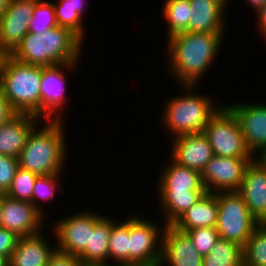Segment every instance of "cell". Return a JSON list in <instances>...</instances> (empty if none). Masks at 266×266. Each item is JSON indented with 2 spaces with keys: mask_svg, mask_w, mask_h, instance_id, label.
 I'll return each instance as SVG.
<instances>
[{
  "mask_svg": "<svg viewBox=\"0 0 266 266\" xmlns=\"http://www.w3.org/2000/svg\"><path fill=\"white\" fill-rule=\"evenodd\" d=\"M222 33L181 32L168 39L171 70L191 91L212 64L222 41ZM171 54V55H170Z\"/></svg>",
  "mask_w": 266,
  "mask_h": 266,
  "instance_id": "cell-1",
  "label": "cell"
},
{
  "mask_svg": "<svg viewBox=\"0 0 266 266\" xmlns=\"http://www.w3.org/2000/svg\"><path fill=\"white\" fill-rule=\"evenodd\" d=\"M81 44L82 40L71 30L57 26L44 33L28 32L10 56L40 67L77 62Z\"/></svg>",
  "mask_w": 266,
  "mask_h": 266,
  "instance_id": "cell-2",
  "label": "cell"
},
{
  "mask_svg": "<svg viewBox=\"0 0 266 266\" xmlns=\"http://www.w3.org/2000/svg\"><path fill=\"white\" fill-rule=\"evenodd\" d=\"M61 120H50L46 127L35 128L18 156L19 167L36 175L60 173L66 154Z\"/></svg>",
  "mask_w": 266,
  "mask_h": 266,
  "instance_id": "cell-3",
  "label": "cell"
},
{
  "mask_svg": "<svg viewBox=\"0 0 266 266\" xmlns=\"http://www.w3.org/2000/svg\"><path fill=\"white\" fill-rule=\"evenodd\" d=\"M42 67L25 64L6 55L0 75V85L15 113L40 118V85Z\"/></svg>",
  "mask_w": 266,
  "mask_h": 266,
  "instance_id": "cell-4",
  "label": "cell"
},
{
  "mask_svg": "<svg viewBox=\"0 0 266 266\" xmlns=\"http://www.w3.org/2000/svg\"><path fill=\"white\" fill-rule=\"evenodd\" d=\"M211 100L195 94L171 98L166 103L164 124L174 137L203 133L210 118L219 110ZM216 108V109H215Z\"/></svg>",
  "mask_w": 266,
  "mask_h": 266,
  "instance_id": "cell-5",
  "label": "cell"
},
{
  "mask_svg": "<svg viewBox=\"0 0 266 266\" xmlns=\"http://www.w3.org/2000/svg\"><path fill=\"white\" fill-rule=\"evenodd\" d=\"M222 193L217 192L216 230L220 238L244 247L259 224L251 216L243 197L237 191Z\"/></svg>",
  "mask_w": 266,
  "mask_h": 266,
  "instance_id": "cell-6",
  "label": "cell"
},
{
  "mask_svg": "<svg viewBox=\"0 0 266 266\" xmlns=\"http://www.w3.org/2000/svg\"><path fill=\"white\" fill-rule=\"evenodd\" d=\"M203 133L215 156L252 158L238 120L227 105L219 106V110L210 118Z\"/></svg>",
  "mask_w": 266,
  "mask_h": 266,
  "instance_id": "cell-7",
  "label": "cell"
},
{
  "mask_svg": "<svg viewBox=\"0 0 266 266\" xmlns=\"http://www.w3.org/2000/svg\"><path fill=\"white\" fill-rule=\"evenodd\" d=\"M254 158L213 156L201 172L208 193L238 191L248 164ZM212 185V186H211ZM215 187V189H212Z\"/></svg>",
  "mask_w": 266,
  "mask_h": 266,
  "instance_id": "cell-8",
  "label": "cell"
},
{
  "mask_svg": "<svg viewBox=\"0 0 266 266\" xmlns=\"http://www.w3.org/2000/svg\"><path fill=\"white\" fill-rule=\"evenodd\" d=\"M157 226L141 217L129 218V266H159L161 246L156 247Z\"/></svg>",
  "mask_w": 266,
  "mask_h": 266,
  "instance_id": "cell-9",
  "label": "cell"
},
{
  "mask_svg": "<svg viewBox=\"0 0 266 266\" xmlns=\"http://www.w3.org/2000/svg\"><path fill=\"white\" fill-rule=\"evenodd\" d=\"M38 0H12L0 17V49L10 55L29 31Z\"/></svg>",
  "mask_w": 266,
  "mask_h": 266,
  "instance_id": "cell-10",
  "label": "cell"
},
{
  "mask_svg": "<svg viewBox=\"0 0 266 266\" xmlns=\"http://www.w3.org/2000/svg\"><path fill=\"white\" fill-rule=\"evenodd\" d=\"M237 192L258 224H266V161L262 157L248 164Z\"/></svg>",
  "mask_w": 266,
  "mask_h": 266,
  "instance_id": "cell-11",
  "label": "cell"
},
{
  "mask_svg": "<svg viewBox=\"0 0 266 266\" xmlns=\"http://www.w3.org/2000/svg\"><path fill=\"white\" fill-rule=\"evenodd\" d=\"M42 216L31 202L16 200L3 193L1 228L13 231L19 237L32 236L41 232L38 228L42 225Z\"/></svg>",
  "mask_w": 266,
  "mask_h": 266,
  "instance_id": "cell-12",
  "label": "cell"
},
{
  "mask_svg": "<svg viewBox=\"0 0 266 266\" xmlns=\"http://www.w3.org/2000/svg\"><path fill=\"white\" fill-rule=\"evenodd\" d=\"M58 223L54 227L60 244L56 249L78 256L89 245L90 232L95 227V213L82 212Z\"/></svg>",
  "mask_w": 266,
  "mask_h": 266,
  "instance_id": "cell-13",
  "label": "cell"
},
{
  "mask_svg": "<svg viewBox=\"0 0 266 266\" xmlns=\"http://www.w3.org/2000/svg\"><path fill=\"white\" fill-rule=\"evenodd\" d=\"M227 107L238 120L248 150L251 154L258 150L262 153L259 157H263L266 154V105L238 104Z\"/></svg>",
  "mask_w": 266,
  "mask_h": 266,
  "instance_id": "cell-14",
  "label": "cell"
},
{
  "mask_svg": "<svg viewBox=\"0 0 266 266\" xmlns=\"http://www.w3.org/2000/svg\"><path fill=\"white\" fill-rule=\"evenodd\" d=\"M161 238L163 242H160L162 246L159 266L165 261L171 266H203V256L195 249L187 233L172 225H165Z\"/></svg>",
  "mask_w": 266,
  "mask_h": 266,
  "instance_id": "cell-15",
  "label": "cell"
},
{
  "mask_svg": "<svg viewBox=\"0 0 266 266\" xmlns=\"http://www.w3.org/2000/svg\"><path fill=\"white\" fill-rule=\"evenodd\" d=\"M77 62L56 64L42 67L41 85H40V116L50 118V120H62L57 112L65 103V75L61 71L63 68L73 67ZM64 65V66H63ZM57 114H54L56 113ZM59 114V115H58Z\"/></svg>",
  "mask_w": 266,
  "mask_h": 266,
  "instance_id": "cell-16",
  "label": "cell"
},
{
  "mask_svg": "<svg viewBox=\"0 0 266 266\" xmlns=\"http://www.w3.org/2000/svg\"><path fill=\"white\" fill-rule=\"evenodd\" d=\"M172 150V159L176 163L200 173L214 156L212 147L204 133L176 137Z\"/></svg>",
  "mask_w": 266,
  "mask_h": 266,
  "instance_id": "cell-17",
  "label": "cell"
},
{
  "mask_svg": "<svg viewBox=\"0 0 266 266\" xmlns=\"http://www.w3.org/2000/svg\"><path fill=\"white\" fill-rule=\"evenodd\" d=\"M39 118L16 113L0 126V154L18 158ZM35 125V126H34Z\"/></svg>",
  "mask_w": 266,
  "mask_h": 266,
  "instance_id": "cell-18",
  "label": "cell"
},
{
  "mask_svg": "<svg viewBox=\"0 0 266 266\" xmlns=\"http://www.w3.org/2000/svg\"><path fill=\"white\" fill-rule=\"evenodd\" d=\"M112 230V221L107 217L95 214V227L90 232L89 245L77 256L83 266H110L109 242Z\"/></svg>",
  "mask_w": 266,
  "mask_h": 266,
  "instance_id": "cell-19",
  "label": "cell"
},
{
  "mask_svg": "<svg viewBox=\"0 0 266 266\" xmlns=\"http://www.w3.org/2000/svg\"><path fill=\"white\" fill-rule=\"evenodd\" d=\"M191 19L188 31L200 33H224V6L216 0H189ZM223 19V20H222Z\"/></svg>",
  "mask_w": 266,
  "mask_h": 266,
  "instance_id": "cell-20",
  "label": "cell"
},
{
  "mask_svg": "<svg viewBox=\"0 0 266 266\" xmlns=\"http://www.w3.org/2000/svg\"><path fill=\"white\" fill-rule=\"evenodd\" d=\"M217 218V193L206 192L202 198L180 216L172 226L186 233L188 230L195 228L216 227Z\"/></svg>",
  "mask_w": 266,
  "mask_h": 266,
  "instance_id": "cell-21",
  "label": "cell"
},
{
  "mask_svg": "<svg viewBox=\"0 0 266 266\" xmlns=\"http://www.w3.org/2000/svg\"><path fill=\"white\" fill-rule=\"evenodd\" d=\"M44 239L41 233L19 237L9 266H46L56 248L49 247Z\"/></svg>",
  "mask_w": 266,
  "mask_h": 266,
  "instance_id": "cell-22",
  "label": "cell"
},
{
  "mask_svg": "<svg viewBox=\"0 0 266 266\" xmlns=\"http://www.w3.org/2000/svg\"><path fill=\"white\" fill-rule=\"evenodd\" d=\"M172 162L161 175L159 192L206 191L199 171Z\"/></svg>",
  "mask_w": 266,
  "mask_h": 266,
  "instance_id": "cell-23",
  "label": "cell"
},
{
  "mask_svg": "<svg viewBox=\"0 0 266 266\" xmlns=\"http://www.w3.org/2000/svg\"><path fill=\"white\" fill-rule=\"evenodd\" d=\"M207 191L160 192L162 210L166 213L165 225H172L189 208L196 204Z\"/></svg>",
  "mask_w": 266,
  "mask_h": 266,
  "instance_id": "cell-24",
  "label": "cell"
},
{
  "mask_svg": "<svg viewBox=\"0 0 266 266\" xmlns=\"http://www.w3.org/2000/svg\"><path fill=\"white\" fill-rule=\"evenodd\" d=\"M203 266H244L243 247L219 238L208 255L203 257Z\"/></svg>",
  "mask_w": 266,
  "mask_h": 266,
  "instance_id": "cell-25",
  "label": "cell"
},
{
  "mask_svg": "<svg viewBox=\"0 0 266 266\" xmlns=\"http://www.w3.org/2000/svg\"><path fill=\"white\" fill-rule=\"evenodd\" d=\"M58 5L54 4L55 16L58 26L71 30L83 41L84 26H82V0H60ZM85 3V2H84Z\"/></svg>",
  "mask_w": 266,
  "mask_h": 266,
  "instance_id": "cell-26",
  "label": "cell"
},
{
  "mask_svg": "<svg viewBox=\"0 0 266 266\" xmlns=\"http://www.w3.org/2000/svg\"><path fill=\"white\" fill-rule=\"evenodd\" d=\"M164 4V18L169 25L168 38L177 33L187 32L192 13L189 0H165Z\"/></svg>",
  "mask_w": 266,
  "mask_h": 266,
  "instance_id": "cell-27",
  "label": "cell"
},
{
  "mask_svg": "<svg viewBox=\"0 0 266 266\" xmlns=\"http://www.w3.org/2000/svg\"><path fill=\"white\" fill-rule=\"evenodd\" d=\"M129 239V218L121 223L112 222L109 258L119 262L117 266H129Z\"/></svg>",
  "mask_w": 266,
  "mask_h": 266,
  "instance_id": "cell-28",
  "label": "cell"
},
{
  "mask_svg": "<svg viewBox=\"0 0 266 266\" xmlns=\"http://www.w3.org/2000/svg\"><path fill=\"white\" fill-rule=\"evenodd\" d=\"M244 266H266V224H259L243 247Z\"/></svg>",
  "mask_w": 266,
  "mask_h": 266,
  "instance_id": "cell-29",
  "label": "cell"
},
{
  "mask_svg": "<svg viewBox=\"0 0 266 266\" xmlns=\"http://www.w3.org/2000/svg\"><path fill=\"white\" fill-rule=\"evenodd\" d=\"M55 7L53 3L38 0L34 7L33 17L29 23V33H44L57 27Z\"/></svg>",
  "mask_w": 266,
  "mask_h": 266,
  "instance_id": "cell-30",
  "label": "cell"
},
{
  "mask_svg": "<svg viewBox=\"0 0 266 266\" xmlns=\"http://www.w3.org/2000/svg\"><path fill=\"white\" fill-rule=\"evenodd\" d=\"M37 176L33 172L19 167L13 178L11 187L5 195L16 200L32 203L34 183Z\"/></svg>",
  "mask_w": 266,
  "mask_h": 266,
  "instance_id": "cell-31",
  "label": "cell"
},
{
  "mask_svg": "<svg viewBox=\"0 0 266 266\" xmlns=\"http://www.w3.org/2000/svg\"><path fill=\"white\" fill-rule=\"evenodd\" d=\"M192 239L195 249L204 257L213 248L220 238L216 227H203L188 230L186 232Z\"/></svg>",
  "mask_w": 266,
  "mask_h": 266,
  "instance_id": "cell-32",
  "label": "cell"
},
{
  "mask_svg": "<svg viewBox=\"0 0 266 266\" xmlns=\"http://www.w3.org/2000/svg\"><path fill=\"white\" fill-rule=\"evenodd\" d=\"M60 173H54L51 175H39L37 176L34 183V190L32 194V204L33 206L42 214V209H40L38 205H36V198L45 199L50 201L54 198L55 188L58 185L57 177Z\"/></svg>",
  "mask_w": 266,
  "mask_h": 266,
  "instance_id": "cell-33",
  "label": "cell"
},
{
  "mask_svg": "<svg viewBox=\"0 0 266 266\" xmlns=\"http://www.w3.org/2000/svg\"><path fill=\"white\" fill-rule=\"evenodd\" d=\"M19 168L18 158L0 154V193L6 194Z\"/></svg>",
  "mask_w": 266,
  "mask_h": 266,
  "instance_id": "cell-34",
  "label": "cell"
},
{
  "mask_svg": "<svg viewBox=\"0 0 266 266\" xmlns=\"http://www.w3.org/2000/svg\"><path fill=\"white\" fill-rule=\"evenodd\" d=\"M18 239L19 236L16 233L0 227V255L9 260L16 248Z\"/></svg>",
  "mask_w": 266,
  "mask_h": 266,
  "instance_id": "cell-35",
  "label": "cell"
},
{
  "mask_svg": "<svg viewBox=\"0 0 266 266\" xmlns=\"http://www.w3.org/2000/svg\"><path fill=\"white\" fill-rule=\"evenodd\" d=\"M46 266H83L81 260L76 255L64 253L59 250H55Z\"/></svg>",
  "mask_w": 266,
  "mask_h": 266,
  "instance_id": "cell-36",
  "label": "cell"
},
{
  "mask_svg": "<svg viewBox=\"0 0 266 266\" xmlns=\"http://www.w3.org/2000/svg\"><path fill=\"white\" fill-rule=\"evenodd\" d=\"M16 113L10 107L8 100L4 95V91L0 85V126L6 123Z\"/></svg>",
  "mask_w": 266,
  "mask_h": 266,
  "instance_id": "cell-37",
  "label": "cell"
},
{
  "mask_svg": "<svg viewBox=\"0 0 266 266\" xmlns=\"http://www.w3.org/2000/svg\"><path fill=\"white\" fill-rule=\"evenodd\" d=\"M259 16V24H260V30L264 33L266 36V4L259 10L257 11Z\"/></svg>",
  "mask_w": 266,
  "mask_h": 266,
  "instance_id": "cell-38",
  "label": "cell"
},
{
  "mask_svg": "<svg viewBox=\"0 0 266 266\" xmlns=\"http://www.w3.org/2000/svg\"><path fill=\"white\" fill-rule=\"evenodd\" d=\"M256 11H259L265 4L266 0H248Z\"/></svg>",
  "mask_w": 266,
  "mask_h": 266,
  "instance_id": "cell-39",
  "label": "cell"
},
{
  "mask_svg": "<svg viewBox=\"0 0 266 266\" xmlns=\"http://www.w3.org/2000/svg\"><path fill=\"white\" fill-rule=\"evenodd\" d=\"M12 0H0V17L4 11L9 7Z\"/></svg>",
  "mask_w": 266,
  "mask_h": 266,
  "instance_id": "cell-40",
  "label": "cell"
},
{
  "mask_svg": "<svg viewBox=\"0 0 266 266\" xmlns=\"http://www.w3.org/2000/svg\"><path fill=\"white\" fill-rule=\"evenodd\" d=\"M0 266H9V260L5 256L0 255Z\"/></svg>",
  "mask_w": 266,
  "mask_h": 266,
  "instance_id": "cell-41",
  "label": "cell"
},
{
  "mask_svg": "<svg viewBox=\"0 0 266 266\" xmlns=\"http://www.w3.org/2000/svg\"><path fill=\"white\" fill-rule=\"evenodd\" d=\"M5 56H6V54L0 49V75H1L2 63H3Z\"/></svg>",
  "mask_w": 266,
  "mask_h": 266,
  "instance_id": "cell-42",
  "label": "cell"
},
{
  "mask_svg": "<svg viewBox=\"0 0 266 266\" xmlns=\"http://www.w3.org/2000/svg\"><path fill=\"white\" fill-rule=\"evenodd\" d=\"M2 205H3V193H0V220H1Z\"/></svg>",
  "mask_w": 266,
  "mask_h": 266,
  "instance_id": "cell-43",
  "label": "cell"
},
{
  "mask_svg": "<svg viewBox=\"0 0 266 266\" xmlns=\"http://www.w3.org/2000/svg\"><path fill=\"white\" fill-rule=\"evenodd\" d=\"M216 1H219L224 7H225V5H226V0H216Z\"/></svg>",
  "mask_w": 266,
  "mask_h": 266,
  "instance_id": "cell-44",
  "label": "cell"
},
{
  "mask_svg": "<svg viewBox=\"0 0 266 266\" xmlns=\"http://www.w3.org/2000/svg\"><path fill=\"white\" fill-rule=\"evenodd\" d=\"M262 158L266 161V154Z\"/></svg>",
  "mask_w": 266,
  "mask_h": 266,
  "instance_id": "cell-45",
  "label": "cell"
}]
</instances>
